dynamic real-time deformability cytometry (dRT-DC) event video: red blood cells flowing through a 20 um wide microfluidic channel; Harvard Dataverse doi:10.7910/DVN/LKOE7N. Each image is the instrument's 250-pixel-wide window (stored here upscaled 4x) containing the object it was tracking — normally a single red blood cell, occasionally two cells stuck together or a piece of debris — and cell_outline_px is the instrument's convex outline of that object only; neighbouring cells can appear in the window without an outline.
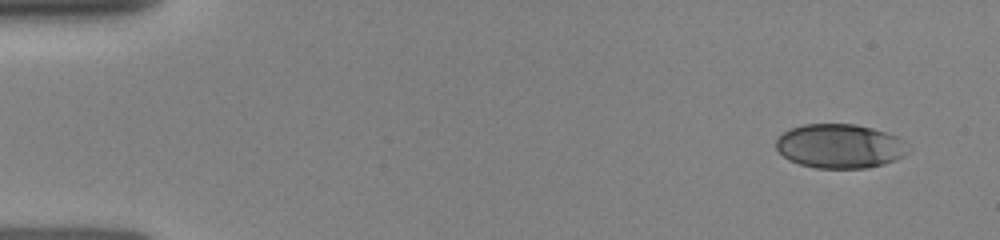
{"species": "human", "species_latin": "Homo sapiens", "temperature_condition": "room temperature", "stored_images_in_passage": 5, "camera_frame_rate_fps": 3000, "um_per_image_px": 0.085, "donor": {"sex": "female"}, "frame": {"image": 1, "passage_image": 1, "time_ms": 0.0, "image_size_px": [1000, 240], "cell_outline_px": [[908, 152], [904, 156], [896, 160], [884, 164], [868, 168], [816, 168], [800, 164], [788, 160], [776, 148], [776, 140], [784, 132], [792, 128], [804, 124], [856, 124], [872, 128], [896, 136]], "centroid_in_image_um": [71.35, 12.43], "position_along_channel_um": 13.7, "area_um2": 33.7}}
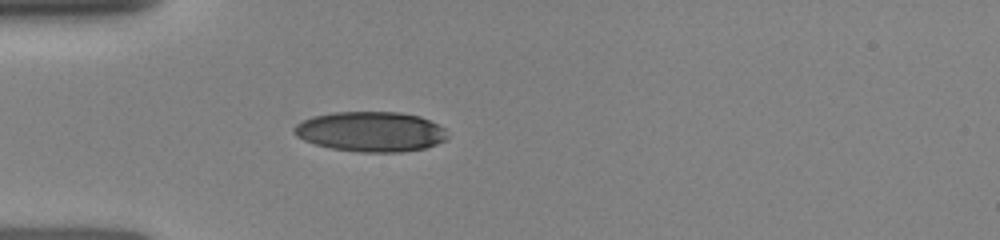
{"frame": {"image": 2, "passage_image": 5, "time_ms": 3.667, "image_size_px": [1000, 240], "cell_outline_px": [[448, 136], [444, 140], [436, 144], [424, 148], [400, 152], [360, 152], [332, 148], [316, 144], [304, 140], [296, 136], [292, 132], [292, 128], [296, 124], [312, 116], [332, 112], [400, 112], [420, 116], [444, 128]], "centroid_in_image_um": [31.48, 11.18], "position_along_channel_um": 53.5, "area_um2": 35.72}}